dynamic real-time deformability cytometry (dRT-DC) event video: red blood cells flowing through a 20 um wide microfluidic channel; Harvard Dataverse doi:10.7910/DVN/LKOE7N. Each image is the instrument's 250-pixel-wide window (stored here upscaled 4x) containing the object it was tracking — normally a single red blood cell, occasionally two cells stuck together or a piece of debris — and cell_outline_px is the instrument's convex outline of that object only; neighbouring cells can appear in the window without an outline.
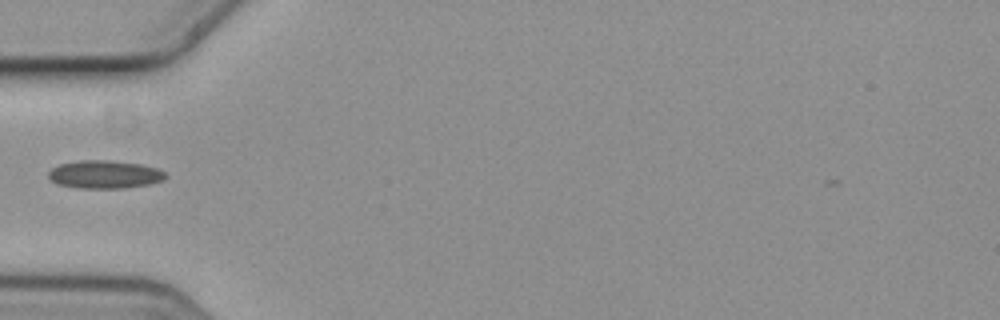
{"species": "common noctule bat (a hibernating species)", "species_latin": "Nyctalus noctula", "temperature_condition": "cold", "stored_images_in_passage": 1, "camera_frame_rate_fps": 3000, "um_per_image_px": 0.085, "animal": {"sex": "female", "body_mass_g": 19.3, "forearm_length_mm": 54.1}, "frame": {"image": 1, "passage_image": 1, "time_ms": 0.0, "image_size_px": [1000, 320], "cell_outline_px": [[168, 176], [164, 180], [148, 184], [124, 188], [80, 188], [56, 184], [48, 176], [48, 172], [52, 168], [60, 164], [80, 160], [112, 160], [140, 164], [156, 168], [164, 172]], "centroid_in_image_um": [8.89, 14.82], "position_along_channel_um": 76.1, "area_um2": 19.13}}